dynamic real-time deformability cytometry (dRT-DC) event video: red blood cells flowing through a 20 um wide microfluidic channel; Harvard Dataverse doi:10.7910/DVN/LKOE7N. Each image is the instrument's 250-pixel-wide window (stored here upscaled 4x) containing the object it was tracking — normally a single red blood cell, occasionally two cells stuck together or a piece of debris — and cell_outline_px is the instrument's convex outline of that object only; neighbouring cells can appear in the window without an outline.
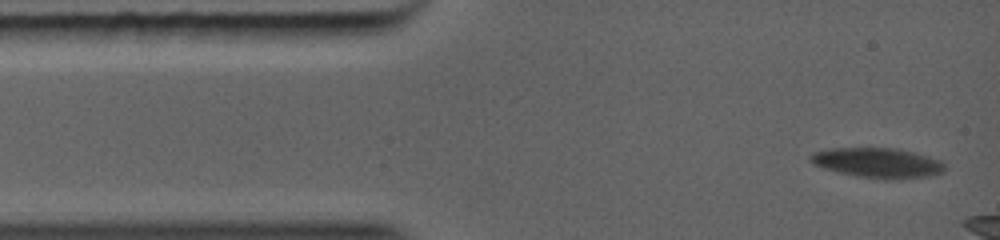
{"species": "common noctule bat (a hibernating species)", "species_latin": "Nyctalus noctula", "temperature_condition": "warm", "stored_images_in_passage": 3, "camera_frame_rate_fps": 5000, "um_per_image_px": 0.085, "animal": {"sex": "female", "body_mass_g": 19.0, "forearm_length_mm": 56.7}, "frame": {"image": 1, "passage_image": 1, "time_ms": 0.0, "image_size_px": [1000, 240], "cell_outline_px": [[944, 172], [932, 176], [888, 180], [856, 176], [824, 168], [812, 164], [808, 160], [808, 156], [812, 152], [828, 148], [900, 148], [928, 156], [940, 160], [944, 164]], "centroid_in_image_um": [74.59, 13.83], "position_along_channel_um": 10.4, "area_um2": 23.76}}